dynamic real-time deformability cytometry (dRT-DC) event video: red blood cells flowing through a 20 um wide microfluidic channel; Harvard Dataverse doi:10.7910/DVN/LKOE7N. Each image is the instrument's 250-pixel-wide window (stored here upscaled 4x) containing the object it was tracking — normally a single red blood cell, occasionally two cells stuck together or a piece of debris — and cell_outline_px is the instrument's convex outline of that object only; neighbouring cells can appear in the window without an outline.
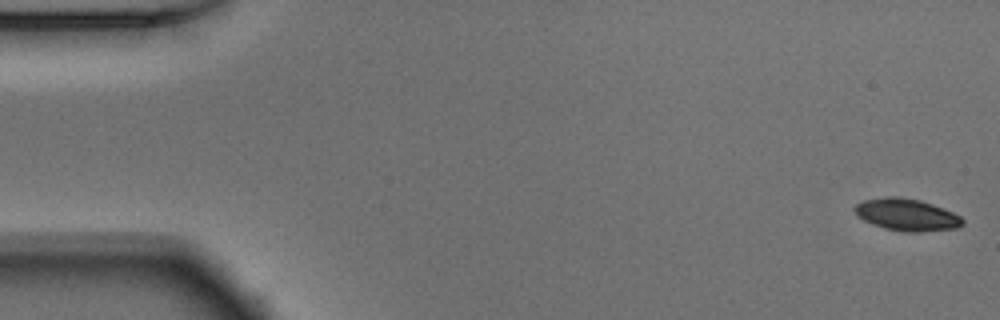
{"species": "Egyptian fruit bat (a non-hibernating species)", "species_latin": "Rousettus aegyptiacus", "temperature_condition": "warm", "stored_images_in_passage": 51, "camera_frame_rate_fps": 3000, "um_per_image_px": 0.085, "animal": {"sex": "male"}, "frame": {"image": 1, "passage_image": 1, "time_ms": 0.0, "image_size_px": [1000, 320], "cell_outline_px": [[964, 224], [956, 228], [920, 232], [908, 232], [884, 228], [872, 224], [864, 220], [852, 208], [856, 204], [864, 200], [888, 196], [896, 196], [920, 200], [932, 204], [952, 212], [960, 216], [964, 220]], "centroid_in_image_um": [77.08, 18.25], "position_along_channel_um": 7.9, "area_um2": 20.0}}
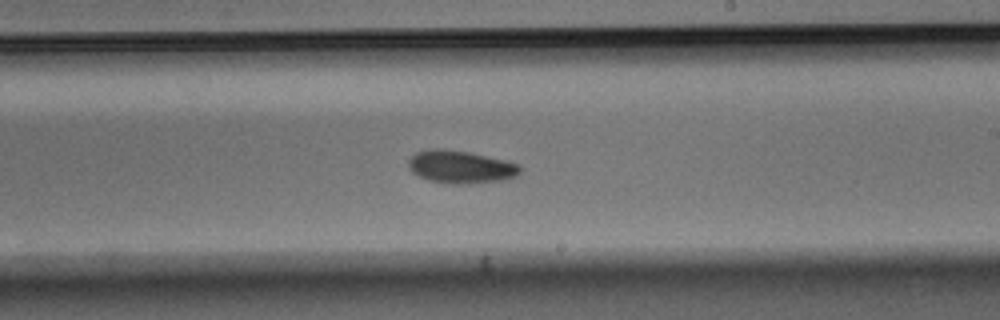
{"frame": {"image": 2, "passage_image": 30, "time_ms": 9.667, "image_size_px": [1000, 320], "cell_outline_px": [[520, 172], [516, 176], [508, 180], [468, 184], [452, 184], [428, 180], [412, 172], [408, 168], [408, 160], [416, 152], [432, 148], [444, 148], [468, 152], [504, 160], [520, 164]], "centroid_in_image_um": [39.16, 14.19], "position_along_channel_um": 249.8, "area_um2": 21.5}}
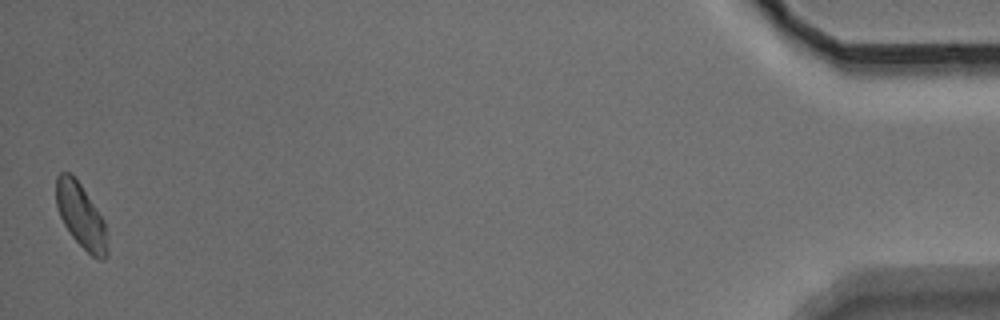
{"frame": {"image": 3, "passage_image": 51, "time_ms": 16.667, "image_size_px": [1000, 320], "cell_outline_px": [[108, 256], [104, 260], [100, 260], [92, 256], [72, 236], [64, 224], [60, 216], [56, 204], [56, 176], [60, 172], [68, 172], [80, 184], [104, 220], [108, 248]], "centroid_in_image_um": [6.89, 18.37], "position_along_channel_um": 428.3, "area_um2": 18.96}, "authors_computed_cell_mechanics": {"area_um2": 19.9988, "velocity_mm_per_s": 3.894, "shape_relaxation_time_tau1_ms": 2.0667, "shape_relaxation_time_tau2_ms": null, "deformation_change_tau1": 0.0843, "deformation_change_tau2": null}}